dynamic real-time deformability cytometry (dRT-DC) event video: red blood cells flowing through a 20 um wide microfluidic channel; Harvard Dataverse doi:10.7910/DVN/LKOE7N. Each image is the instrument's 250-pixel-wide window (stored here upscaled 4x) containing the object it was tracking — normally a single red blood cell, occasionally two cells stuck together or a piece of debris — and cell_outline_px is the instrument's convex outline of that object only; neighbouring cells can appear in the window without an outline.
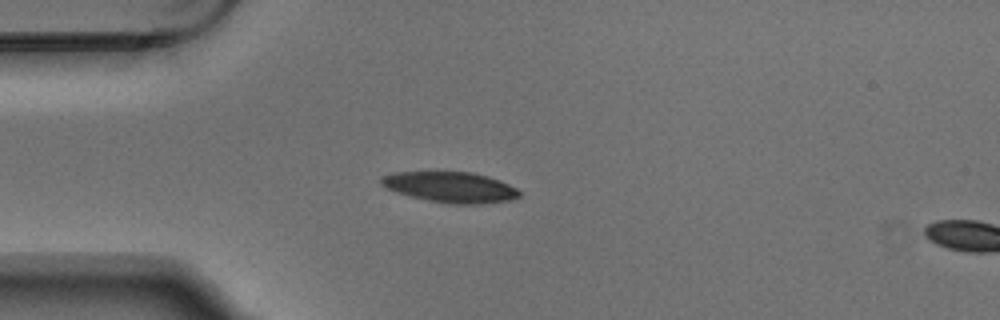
{"species": "Egyptian fruit bat (a non-hibernating species)", "species_latin": "Rousettus aegyptiacus", "temperature_condition": "warm", "stored_images_in_passage": 4, "segment_of_instrument_passage": [1, 2], "camera_frame_rate_fps": 3000, "um_per_image_px": 0.085, "animal": {"sex": "male"}, "frame": {"image": 1, "passage_image": 3, "time_ms": 0.667, "image_size_px": [1000, 320], "cell_outline_px": [[520, 196], [512, 200], [480, 204], [452, 204], [428, 200], [396, 192], [384, 188], [380, 184], [380, 176], [392, 172], [472, 172], [488, 176], [500, 180], [516, 188], [520, 192]], "centroid_in_image_um": [38.27, 15.9], "position_along_channel_um": 46.7, "area_um2": 24.8}}